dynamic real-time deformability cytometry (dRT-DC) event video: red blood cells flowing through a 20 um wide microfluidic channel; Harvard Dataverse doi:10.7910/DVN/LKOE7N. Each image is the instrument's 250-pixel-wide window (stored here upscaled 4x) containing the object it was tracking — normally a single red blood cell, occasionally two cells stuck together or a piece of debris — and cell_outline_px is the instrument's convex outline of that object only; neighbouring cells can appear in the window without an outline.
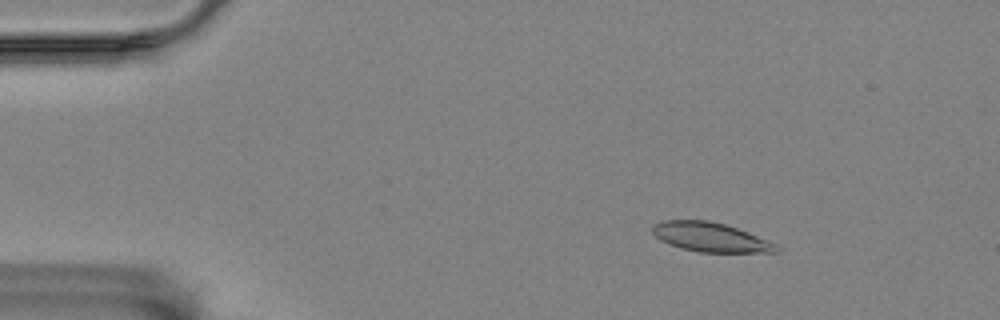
{"species": "Egyptian fruit bat (a non-hibernating species)", "species_latin": "Rousettus aegyptiacus", "temperature_condition": "room temperature", "stored_images_in_passage": 57, "camera_frame_rate_fps": 3000, "um_per_image_px": 0.085, "animal": {"sex": "female"}, "frame": {"image": 1, "passage_image": 9, "time_ms": 2.667, "image_size_px": [1000, 320], "cell_outline_px": [[780, 248], [776, 252], [700, 252], [680, 248], [668, 244], [660, 240], [652, 232], [652, 224], [664, 220], [708, 220], [724, 224], [748, 232], [776, 244]], "centroid_in_image_um": [60.35, 20.15], "position_along_channel_um": 24.7, "area_um2": 21.04}}
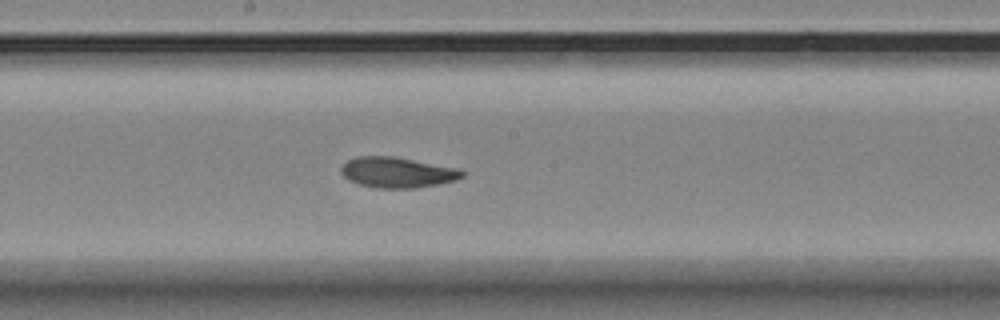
{"frame": {"image": 2, "passage_image": 31, "time_ms": 10.0, "image_size_px": [1000, 320], "cell_outline_px": [[464, 176], [456, 180], [416, 188], [376, 188], [360, 184], [348, 180], [340, 172], [340, 168], [348, 160], [356, 156], [392, 156], [460, 168], [464, 172]], "centroid_in_image_um": [33.77, 14.65], "position_along_channel_um": 214.4, "area_um2": 21.56}}
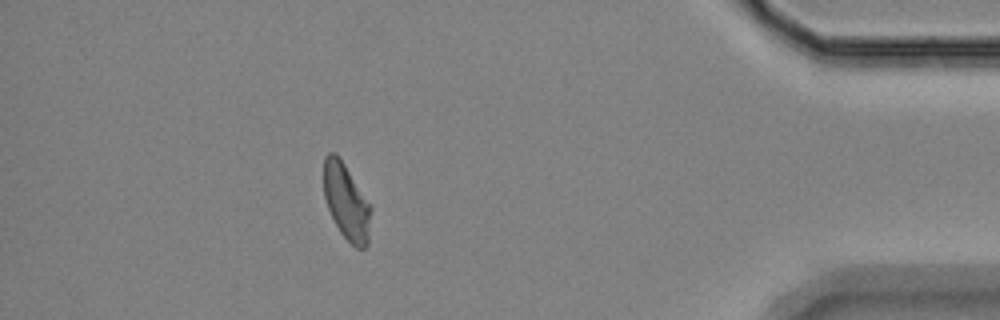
{"frame": {"image": 3, "passage_image": 51, "time_ms": 16.667, "image_size_px": [1000, 320], "cell_outline_px": [[372, 208], [368, 244], [364, 248], [356, 248], [340, 232], [328, 208], [324, 196], [324, 156], [328, 152], [336, 152], [372, 204]], "centroid_in_image_um": [29.47, 17.13], "position_along_channel_um": 405.7, "area_um2": 21.1}, "authors_computed_cell_mechanics": {"area_um2": 21.5016, "velocity_mm_per_s": 3.5379, "shape_relaxation_time_tau1_ms": 5.9669, "shape_relaxation_time_tau2_ms": 2.7502, "deformation_change_tau1": 0.1412, "deformation_change_tau2": 0.0843}}